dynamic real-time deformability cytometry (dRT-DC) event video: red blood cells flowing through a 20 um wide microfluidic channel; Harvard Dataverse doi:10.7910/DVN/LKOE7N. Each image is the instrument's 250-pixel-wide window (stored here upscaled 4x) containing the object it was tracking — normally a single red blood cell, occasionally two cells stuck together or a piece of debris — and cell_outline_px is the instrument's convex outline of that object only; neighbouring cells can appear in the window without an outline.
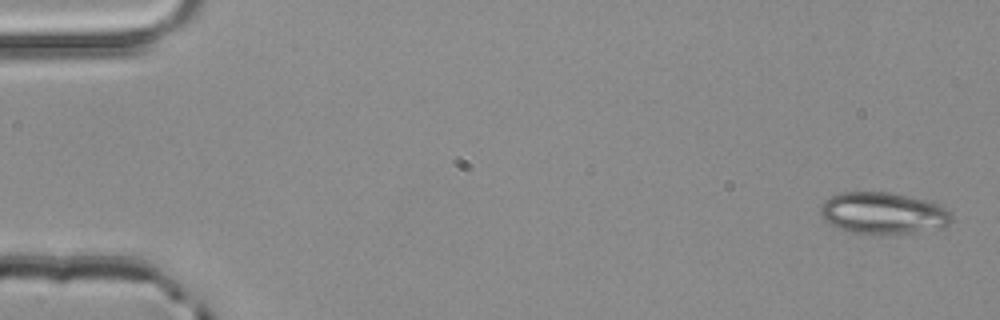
{"species": "common noctule bat (a hibernating species)", "species_latin": "Nyctalus noctula", "temperature_condition": "room temperature", "stored_images_in_passage": 4, "camera_frame_rate_fps": 3000, "um_per_image_px": 0.085, "animal": {"sex": "male", "body_mass_g": 20.4}, "frame": {"image": 1, "passage_image": 1, "time_ms": 0.0, "image_size_px": [1000, 320], "cell_outline_px": [[952, 220], [944, 228], [884, 236], [864, 236], [828, 224], [824, 220], [820, 212], [820, 204], [824, 200], [840, 192], [892, 192], [928, 200], [940, 204], [952, 212]], "centroid_in_image_um": [75.08, 18.14], "position_along_channel_um": 9.9, "area_um2": 32.95}}